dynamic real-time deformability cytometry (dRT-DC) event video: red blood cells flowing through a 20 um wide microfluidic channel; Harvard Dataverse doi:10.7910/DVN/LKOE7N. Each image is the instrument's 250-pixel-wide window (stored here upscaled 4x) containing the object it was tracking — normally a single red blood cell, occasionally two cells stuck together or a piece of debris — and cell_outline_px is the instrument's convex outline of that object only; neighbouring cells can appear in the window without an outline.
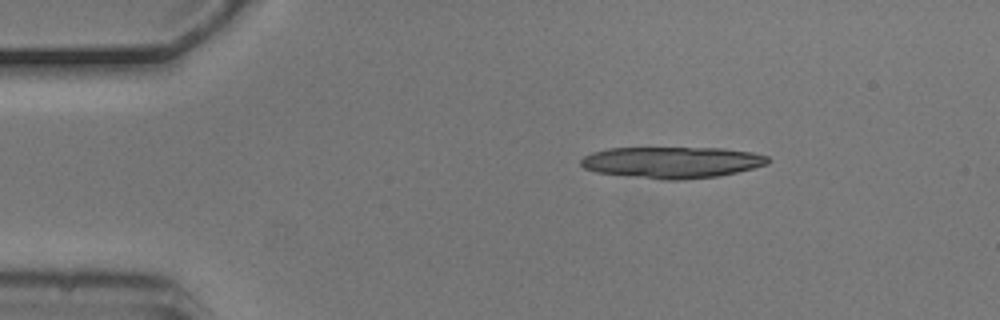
{"species": "common noctule bat (a hibernating species)", "species_latin": "Nyctalus noctula", "temperature_condition": "cold", "stored_images_in_passage": 2, "camera_frame_rate_fps": 3000, "um_per_image_px": 0.085, "animal": {"sex": "male", "body_mass_g": 20.5, "forearm_length_mm": 52.5}, "frame": {"image": 1, "passage_image": 1, "time_ms": 0.0, "image_size_px": [1000, 320], "cell_outline_px": [[772, 160], [768, 164], [720, 176], [684, 180], [664, 180], [596, 172], [584, 168], [580, 164], [580, 160], [584, 156], [592, 152], [608, 148], [724, 148], [752, 152], [768, 156]], "centroid_in_image_um": [57.14, 13.8], "position_along_channel_um": 27.9, "area_um2": 34.39}}